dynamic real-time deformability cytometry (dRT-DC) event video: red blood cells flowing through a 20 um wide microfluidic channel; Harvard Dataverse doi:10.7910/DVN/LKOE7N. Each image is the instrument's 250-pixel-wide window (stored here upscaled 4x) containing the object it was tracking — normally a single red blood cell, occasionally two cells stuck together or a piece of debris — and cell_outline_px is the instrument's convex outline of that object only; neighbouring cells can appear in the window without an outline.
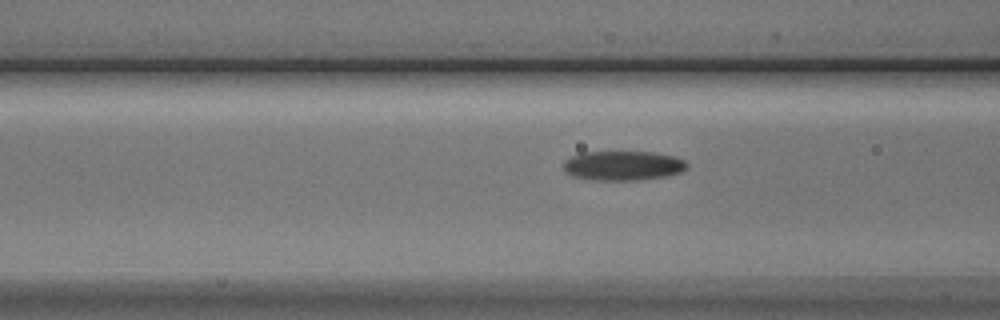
{"species": "Egyptian fruit bat (a non-hibernating species)", "species_latin": "Rousettus aegyptiacus", "temperature_condition": "cold", "stored_images_in_passage": 8, "camera_frame_rate_fps": 3000, "um_per_image_px": 0.085, "animal": {"sex": "male"}, "frame": {"image": 1, "passage_image": 6, "time_ms": 1.667, "image_size_px": [1000, 320], "cell_outline_px": [[688, 168], [680, 172], [668, 176], [640, 180], [588, 180], [572, 176], [564, 172], [564, 160], [572, 156], [584, 152], [652, 152], [676, 156], [684, 160], [688, 164]], "centroid_in_image_um": [52.96, 14.09], "position_along_channel_um": 113.6, "area_um2": 21.5}}